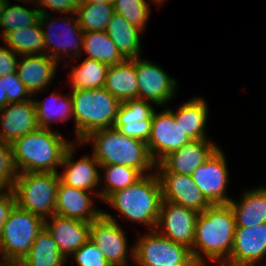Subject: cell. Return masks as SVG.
I'll return each mask as SVG.
<instances>
[{"mask_svg": "<svg viewBox=\"0 0 266 266\" xmlns=\"http://www.w3.org/2000/svg\"><path fill=\"white\" fill-rule=\"evenodd\" d=\"M66 260L69 259L61 254L56 241L44 226L22 261L28 266H64Z\"/></svg>", "mask_w": 266, "mask_h": 266, "instance_id": "f546056e", "label": "cell"}, {"mask_svg": "<svg viewBox=\"0 0 266 266\" xmlns=\"http://www.w3.org/2000/svg\"><path fill=\"white\" fill-rule=\"evenodd\" d=\"M114 12L127 22L145 30L150 16V3L146 0H113ZM148 3V4H147Z\"/></svg>", "mask_w": 266, "mask_h": 266, "instance_id": "d590c367", "label": "cell"}, {"mask_svg": "<svg viewBox=\"0 0 266 266\" xmlns=\"http://www.w3.org/2000/svg\"><path fill=\"white\" fill-rule=\"evenodd\" d=\"M134 261L139 266H199L186 245L164 237L156 230L134 243Z\"/></svg>", "mask_w": 266, "mask_h": 266, "instance_id": "ba28073f", "label": "cell"}, {"mask_svg": "<svg viewBox=\"0 0 266 266\" xmlns=\"http://www.w3.org/2000/svg\"><path fill=\"white\" fill-rule=\"evenodd\" d=\"M74 149L76 144L73 143L65 152L61 167H66L59 174L60 180L69 186L80 188L88 192H95L96 197H100V191L95 190L101 183V165L91 153L89 156H81L79 160H74Z\"/></svg>", "mask_w": 266, "mask_h": 266, "instance_id": "ac0fdd59", "label": "cell"}, {"mask_svg": "<svg viewBox=\"0 0 266 266\" xmlns=\"http://www.w3.org/2000/svg\"><path fill=\"white\" fill-rule=\"evenodd\" d=\"M39 9H27L20 5H11L10 1L6 2L5 8L0 18V28L4 29L1 38L10 31L35 25L39 21Z\"/></svg>", "mask_w": 266, "mask_h": 266, "instance_id": "e575fe53", "label": "cell"}, {"mask_svg": "<svg viewBox=\"0 0 266 266\" xmlns=\"http://www.w3.org/2000/svg\"><path fill=\"white\" fill-rule=\"evenodd\" d=\"M44 226L43 218L15 205L3 226L0 263L22 261Z\"/></svg>", "mask_w": 266, "mask_h": 266, "instance_id": "52a82bcc", "label": "cell"}, {"mask_svg": "<svg viewBox=\"0 0 266 266\" xmlns=\"http://www.w3.org/2000/svg\"><path fill=\"white\" fill-rule=\"evenodd\" d=\"M154 1L158 6H161L163 5L164 1H167V0H152Z\"/></svg>", "mask_w": 266, "mask_h": 266, "instance_id": "7dc6e473", "label": "cell"}, {"mask_svg": "<svg viewBox=\"0 0 266 266\" xmlns=\"http://www.w3.org/2000/svg\"><path fill=\"white\" fill-rule=\"evenodd\" d=\"M8 97L2 87V80H0V108L5 107L8 104Z\"/></svg>", "mask_w": 266, "mask_h": 266, "instance_id": "7bdbcfd3", "label": "cell"}, {"mask_svg": "<svg viewBox=\"0 0 266 266\" xmlns=\"http://www.w3.org/2000/svg\"><path fill=\"white\" fill-rule=\"evenodd\" d=\"M82 52L86 58L97 60L108 66L126 60L105 31H84Z\"/></svg>", "mask_w": 266, "mask_h": 266, "instance_id": "83f0119b", "label": "cell"}, {"mask_svg": "<svg viewBox=\"0 0 266 266\" xmlns=\"http://www.w3.org/2000/svg\"><path fill=\"white\" fill-rule=\"evenodd\" d=\"M76 141L98 130L112 128L120 102L105 88L72 90Z\"/></svg>", "mask_w": 266, "mask_h": 266, "instance_id": "5b68a950", "label": "cell"}, {"mask_svg": "<svg viewBox=\"0 0 266 266\" xmlns=\"http://www.w3.org/2000/svg\"><path fill=\"white\" fill-rule=\"evenodd\" d=\"M16 205V198L12 189H0V240L3 226L11 210Z\"/></svg>", "mask_w": 266, "mask_h": 266, "instance_id": "b9f144b4", "label": "cell"}, {"mask_svg": "<svg viewBox=\"0 0 266 266\" xmlns=\"http://www.w3.org/2000/svg\"><path fill=\"white\" fill-rule=\"evenodd\" d=\"M103 169V179L105 187L100 190V198L105 201L112 193L125 189L126 187L135 184L144 175L135 168L122 165H107L101 166Z\"/></svg>", "mask_w": 266, "mask_h": 266, "instance_id": "d6a6232c", "label": "cell"}, {"mask_svg": "<svg viewBox=\"0 0 266 266\" xmlns=\"http://www.w3.org/2000/svg\"><path fill=\"white\" fill-rule=\"evenodd\" d=\"M228 172L226 157L219 147L191 176L211 204H228L232 199L226 195Z\"/></svg>", "mask_w": 266, "mask_h": 266, "instance_id": "9a60e30c", "label": "cell"}, {"mask_svg": "<svg viewBox=\"0 0 266 266\" xmlns=\"http://www.w3.org/2000/svg\"><path fill=\"white\" fill-rule=\"evenodd\" d=\"M45 227L56 241L61 254L67 259L90 239L89 222L54 214L45 219Z\"/></svg>", "mask_w": 266, "mask_h": 266, "instance_id": "44dd1931", "label": "cell"}, {"mask_svg": "<svg viewBox=\"0 0 266 266\" xmlns=\"http://www.w3.org/2000/svg\"><path fill=\"white\" fill-rule=\"evenodd\" d=\"M109 66L86 58L79 66H73L69 76L72 90L104 88Z\"/></svg>", "mask_w": 266, "mask_h": 266, "instance_id": "1f68e13d", "label": "cell"}, {"mask_svg": "<svg viewBox=\"0 0 266 266\" xmlns=\"http://www.w3.org/2000/svg\"><path fill=\"white\" fill-rule=\"evenodd\" d=\"M236 218V227L266 223V187L246 190L239 202L229 201Z\"/></svg>", "mask_w": 266, "mask_h": 266, "instance_id": "d4e9b609", "label": "cell"}, {"mask_svg": "<svg viewBox=\"0 0 266 266\" xmlns=\"http://www.w3.org/2000/svg\"><path fill=\"white\" fill-rule=\"evenodd\" d=\"M208 106L205 99L195 97L173 110V116L188 137L192 140L208 139L205 126L208 119Z\"/></svg>", "mask_w": 266, "mask_h": 266, "instance_id": "484cf974", "label": "cell"}, {"mask_svg": "<svg viewBox=\"0 0 266 266\" xmlns=\"http://www.w3.org/2000/svg\"><path fill=\"white\" fill-rule=\"evenodd\" d=\"M153 171L156 172L161 184L162 200L182 205L199 213L211 205L193 181L192 176L169 172L161 163L156 164Z\"/></svg>", "mask_w": 266, "mask_h": 266, "instance_id": "7c38bea8", "label": "cell"}, {"mask_svg": "<svg viewBox=\"0 0 266 266\" xmlns=\"http://www.w3.org/2000/svg\"><path fill=\"white\" fill-rule=\"evenodd\" d=\"M103 2H112L111 0H78V3H103Z\"/></svg>", "mask_w": 266, "mask_h": 266, "instance_id": "f6af8a7d", "label": "cell"}, {"mask_svg": "<svg viewBox=\"0 0 266 266\" xmlns=\"http://www.w3.org/2000/svg\"><path fill=\"white\" fill-rule=\"evenodd\" d=\"M20 56L9 47L0 46V78L11 73H15Z\"/></svg>", "mask_w": 266, "mask_h": 266, "instance_id": "60d3db41", "label": "cell"}, {"mask_svg": "<svg viewBox=\"0 0 266 266\" xmlns=\"http://www.w3.org/2000/svg\"><path fill=\"white\" fill-rule=\"evenodd\" d=\"M89 142L93 145L92 154L101 166H129L143 175L155 170L156 164L149 154L147 143L128 137L113 127L93 132L79 144Z\"/></svg>", "mask_w": 266, "mask_h": 266, "instance_id": "3957f363", "label": "cell"}, {"mask_svg": "<svg viewBox=\"0 0 266 266\" xmlns=\"http://www.w3.org/2000/svg\"><path fill=\"white\" fill-rule=\"evenodd\" d=\"M0 266H28V265L23 261H9V262L0 263Z\"/></svg>", "mask_w": 266, "mask_h": 266, "instance_id": "ee69618b", "label": "cell"}, {"mask_svg": "<svg viewBox=\"0 0 266 266\" xmlns=\"http://www.w3.org/2000/svg\"><path fill=\"white\" fill-rule=\"evenodd\" d=\"M8 0H0V18H1V15H2V13H3V10H4V8H5V5H6V2H7Z\"/></svg>", "mask_w": 266, "mask_h": 266, "instance_id": "bcb514c9", "label": "cell"}, {"mask_svg": "<svg viewBox=\"0 0 266 266\" xmlns=\"http://www.w3.org/2000/svg\"><path fill=\"white\" fill-rule=\"evenodd\" d=\"M18 175L12 144L0 139V189H12Z\"/></svg>", "mask_w": 266, "mask_h": 266, "instance_id": "8d00e7d4", "label": "cell"}, {"mask_svg": "<svg viewBox=\"0 0 266 266\" xmlns=\"http://www.w3.org/2000/svg\"><path fill=\"white\" fill-rule=\"evenodd\" d=\"M33 103L39 128L51 129V123L59 121L67 122L68 119L73 118L72 97L70 93L67 96H63L53 92L49 100L36 101L33 98Z\"/></svg>", "mask_w": 266, "mask_h": 266, "instance_id": "f1b7e54d", "label": "cell"}, {"mask_svg": "<svg viewBox=\"0 0 266 266\" xmlns=\"http://www.w3.org/2000/svg\"><path fill=\"white\" fill-rule=\"evenodd\" d=\"M18 55L45 54L43 31L39 21L35 25L7 32L2 42Z\"/></svg>", "mask_w": 266, "mask_h": 266, "instance_id": "4dcf8cb0", "label": "cell"}, {"mask_svg": "<svg viewBox=\"0 0 266 266\" xmlns=\"http://www.w3.org/2000/svg\"><path fill=\"white\" fill-rule=\"evenodd\" d=\"M156 110L142 99H131L120 103L113 128L122 134L145 143L151 135L152 117Z\"/></svg>", "mask_w": 266, "mask_h": 266, "instance_id": "e0dca14e", "label": "cell"}, {"mask_svg": "<svg viewBox=\"0 0 266 266\" xmlns=\"http://www.w3.org/2000/svg\"><path fill=\"white\" fill-rule=\"evenodd\" d=\"M104 88L120 103L138 98V79L135 58L109 66Z\"/></svg>", "mask_w": 266, "mask_h": 266, "instance_id": "cb8c5ba5", "label": "cell"}, {"mask_svg": "<svg viewBox=\"0 0 266 266\" xmlns=\"http://www.w3.org/2000/svg\"><path fill=\"white\" fill-rule=\"evenodd\" d=\"M70 15L72 18L67 17V14L63 16L64 18L62 17L63 21L61 20L62 23L59 26L62 27L64 25L65 28L63 27L62 31L60 29V32L56 31V21L54 18L53 20L51 19L49 13L40 14L39 16V23L44 37L45 54L55 59L58 63L59 61L61 62L60 55L74 60V58H79L81 56L80 52L82 53L83 51L84 31L79 25L77 14L72 13ZM45 28L47 29L46 31L44 30ZM70 51H73L72 54Z\"/></svg>", "mask_w": 266, "mask_h": 266, "instance_id": "9c48e42d", "label": "cell"}, {"mask_svg": "<svg viewBox=\"0 0 266 266\" xmlns=\"http://www.w3.org/2000/svg\"><path fill=\"white\" fill-rule=\"evenodd\" d=\"M92 192L64 184H58L55 214L91 223L103 214V210L96 209L91 198Z\"/></svg>", "mask_w": 266, "mask_h": 266, "instance_id": "ffe728a7", "label": "cell"}, {"mask_svg": "<svg viewBox=\"0 0 266 266\" xmlns=\"http://www.w3.org/2000/svg\"><path fill=\"white\" fill-rule=\"evenodd\" d=\"M138 79V99L165 106L175 97L177 82L150 60L135 58Z\"/></svg>", "mask_w": 266, "mask_h": 266, "instance_id": "4fadbf2b", "label": "cell"}, {"mask_svg": "<svg viewBox=\"0 0 266 266\" xmlns=\"http://www.w3.org/2000/svg\"><path fill=\"white\" fill-rule=\"evenodd\" d=\"M0 80H2V87L7 94L9 103L25 102L31 99V94L21 82L16 72L2 76Z\"/></svg>", "mask_w": 266, "mask_h": 266, "instance_id": "f35d334b", "label": "cell"}, {"mask_svg": "<svg viewBox=\"0 0 266 266\" xmlns=\"http://www.w3.org/2000/svg\"><path fill=\"white\" fill-rule=\"evenodd\" d=\"M18 60L16 74L33 96L44 90L54 79L58 62L46 54L23 55Z\"/></svg>", "mask_w": 266, "mask_h": 266, "instance_id": "603a6c76", "label": "cell"}, {"mask_svg": "<svg viewBox=\"0 0 266 266\" xmlns=\"http://www.w3.org/2000/svg\"><path fill=\"white\" fill-rule=\"evenodd\" d=\"M266 256V223L236 227L230 258L222 266H255Z\"/></svg>", "mask_w": 266, "mask_h": 266, "instance_id": "2e32d148", "label": "cell"}, {"mask_svg": "<svg viewBox=\"0 0 266 266\" xmlns=\"http://www.w3.org/2000/svg\"><path fill=\"white\" fill-rule=\"evenodd\" d=\"M34 2L37 3V8L40 7L38 9L41 14H48V8L49 10L60 12L62 15H70L76 13L78 6V0H34Z\"/></svg>", "mask_w": 266, "mask_h": 266, "instance_id": "ab89813d", "label": "cell"}, {"mask_svg": "<svg viewBox=\"0 0 266 266\" xmlns=\"http://www.w3.org/2000/svg\"><path fill=\"white\" fill-rule=\"evenodd\" d=\"M0 125V139L10 144L36 131L39 126L33 98L25 102L8 103L0 108Z\"/></svg>", "mask_w": 266, "mask_h": 266, "instance_id": "d6986e66", "label": "cell"}, {"mask_svg": "<svg viewBox=\"0 0 266 266\" xmlns=\"http://www.w3.org/2000/svg\"><path fill=\"white\" fill-rule=\"evenodd\" d=\"M235 230L236 218L229 203L211 204L199 213L191 248L195 262L205 266L208 259L222 266L230 258Z\"/></svg>", "mask_w": 266, "mask_h": 266, "instance_id": "6da1fadb", "label": "cell"}, {"mask_svg": "<svg viewBox=\"0 0 266 266\" xmlns=\"http://www.w3.org/2000/svg\"><path fill=\"white\" fill-rule=\"evenodd\" d=\"M114 13L113 2L78 3L76 9L83 31H105Z\"/></svg>", "mask_w": 266, "mask_h": 266, "instance_id": "836d02e7", "label": "cell"}, {"mask_svg": "<svg viewBox=\"0 0 266 266\" xmlns=\"http://www.w3.org/2000/svg\"><path fill=\"white\" fill-rule=\"evenodd\" d=\"M191 140L184 134L180 123L176 122L172 109L154 112L147 148L155 164L160 163L170 153L179 150Z\"/></svg>", "mask_w": 266, "mask_h": 266, "instance_id": "8fae6325", "label": "cell"}, {"mask_svg": "<svg viewBox=\"0 0 266 266\" xmlns=\"http://www.w3.org/2000/svg\"><path fill=\"white\" fill-rule=\"evenodd\" d=\"M105 32L126 59L140 56L142 47L140 34L143 33L142 29L130 24L121 15L114 13Z\"/></svg>", "mask_w": 266, "mask_h": 266, "instance_id": "4316f807", "label": "cell"}, {"mask_svg": "<svg viewBox=\"0 0 266 266\" xmlns=\"http://www.w3.org/2000/svg\"><path fill=\"white\" fill-rule=\"evenodd\" d=\"M74 142L52 129L38 128L12 143L19 173L55 172L61 166L66 150Z\"/></svg>", "mask_w": 266, "mask_h": 266, "instance_id": "7a4b0ae2", "label": "cell"}, {"mask_svg": "<svg viewBox=\"0 0 266 266\" xmlns=\"http://www.w3.org/2000/svg\"><path fill=\"white\" fill-rule=\"evenodd\" d=\"M72 256L78 266H111L105 259L103 252L91 239L84 243Z\"/></svg>", "mask_w": 266, "mask_h": 266, "instance_id": "74e56055", "label": "cell"}, {"mask_svg": "<svg viewBox=\"0 0 266 266\" xmlns=\"http://www.w3.org/2000/svg\"><path fill=\"white\" fill-rule=\"evenodd\" d=\"M59 173H19L12 188L16 205L44 220L55 214Z\"/></svg>", "mask_w": 266, "mask_h": 266, "instance_id": "8992f818", "label": "cell"}, {"mask_svg": "<svg viewBox=\"0 0 266 266\" xmlns=\"http://www.w3.org/2000/svg\"><path fill=\"white\" fill-rule=\"evenodd\" d=\"M104 202L130 222L146 225L149 231L155 230L162 202L161 184L156 172L112 193Z\"/></svg>", "mask_w": 266, "mask_h": 266, "instance_id": "277c9868", "label": "cell"}, {"mask_svg": "<svg viewBox=\"0 0 266 266\" xmlns=\"http://www.w3.org/2000/svg\"><path fill=\"white\" fill-rule=\"evenodd\" d=\"M90 239L100 248L111 266H128L129 253L134 261V244L130 249L125 232L110 213L103 211L99 218L91 222Z\"/></svg>", "mask_w": 266, "mask_h": 266, "instance_id": "30bf717a", "label": "cell"}, {"mask_svg": "<svg viewBox=\"0 0 266 266\" xmlns=\"http://www.w3.org/2000/svg\"><path fill=\"white\" fill-rule=\"evenodd\" d=\"M219 148L210 139H196L170 153L160 163L172 173L192 175Z\"/></svg>", "mask_w": 266, "mask_h": 266, "instance_id": "7402d4cb", "label": "cell"}, {"mask_svg": "<svg viewBox=\"0 0 266 266\" xmlns=\"http://www.w3.org/2000/svg\"><path fill=\"white\" fill-rule=\"evenodd\" d=\"M198 215L199 212L195 210L162 200L155 230L191 249Z\"/></svg>", "mask_w": 266, "mask_h": 266, "instance_id": "5bb4252c", "label": "cell"}, {"mask_svg": "<svg viewBox=\"0 0 266 266\" xmlns=\"http://www.w3.org/2000/svg\"><path fill=\"white\" fill-rule=\"evenodd\" d=\"M15 1H16V0H15ZM17 1H18V2H24V3H25V2H26V3H28V2H34V0H30V1H29V0H17Z\"/></svg>", "mask_w": 266, "mask_h": 266, "instance_id": "c3c4849f", "label": "cell"}]
</instances>
